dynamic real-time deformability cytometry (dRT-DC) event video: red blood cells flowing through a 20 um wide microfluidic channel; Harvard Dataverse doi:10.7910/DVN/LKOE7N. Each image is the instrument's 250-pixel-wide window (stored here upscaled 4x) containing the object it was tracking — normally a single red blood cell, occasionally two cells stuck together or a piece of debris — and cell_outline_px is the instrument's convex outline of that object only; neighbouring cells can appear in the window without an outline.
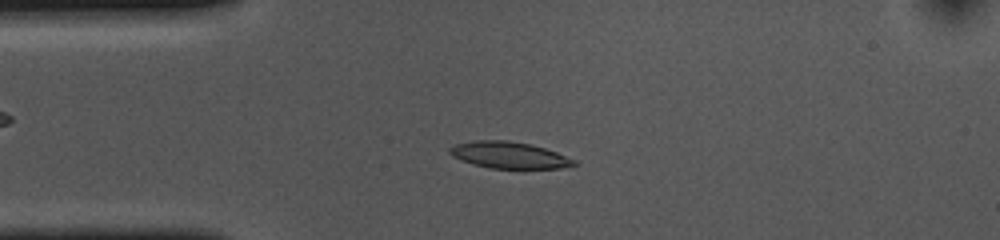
{"species": "common noctule bat (a hibernating species)", "species_latin": "Nyctalus noctula", "temperature_condition": "cold", "stored_images_in_passage": 53, "camera_frame_rate_fps": 3000, "um_per_image_px": 0.085, "animal": {"sex": "female", "body_mass_g": 10.0, "forearm_length_mm": 53.1}, "frame": {"image": 1, "passage_image": 11, "time_ms": 3.333, "image_size_px": [1000, 240], "cell_outline_px": [[576, 164], [560, 168], [488, 168], [472, 164], [460, 160], [452, 156], [448, 152], [448, 148], [456, 144], [476, 140], [508, 140], [532, 144], [556, 152], [576, 160]], "centroid_in_image_um": [43.23, 13.17], "position_along_channel_um": 41.8, "area_um2": 19.25}}
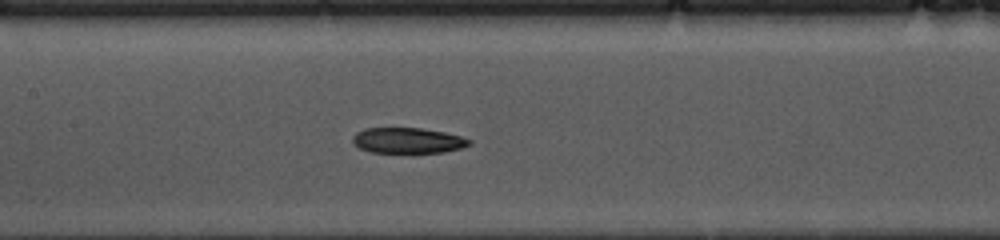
{"frame": {"image": 2, "passage_image": 23, "time_ms": 7.333, "image_size_px": [1000, 240], "cell_outline_px": [[472, 144], [460, 148], [444, 152], [372, 152], [360, 148], [352, 144], [352, 136], [356, 132], [364, 128], [420, 128], [444, 132], [460, 136], [472, 140]], "centroid_in_image_um": [34.64, 11.93], "position_along_channel_um": 172.8, "area_um2": 17.34}}
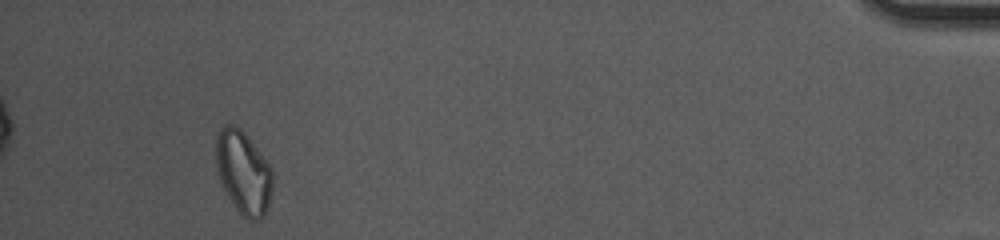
{"frame": {"image": 3, "passage_image": 49, "time_ms": 16.0, "image_size_px": [1000, 240], "cell_outline_px": [[272, 188], [268, 208], [264, 216], [256, 220], [248, 220], [236, 208], [228, 196], [216, 172], [216, 136], [220, 128], [224, 124], [232, 124], [240, 128], [244, 132], [260, 152], [272, 168]], "centroid_in_image_um": [20.68, 14.63], "position_along_channel_um": 414.5, "area_um2": 27.4}}